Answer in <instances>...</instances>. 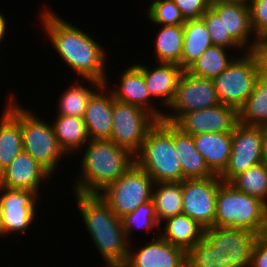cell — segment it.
<instances>
[{
	"label": "cell",
	"mask_w": 267,
	"mask_h": 267,
	"mask_svg": "<svg viewBox=\"0 0 267 267\" xmlns=\"http://www.w3.org/2000/svg\"><path fill=\"white\" fill-rule=\"evenodd\" d=\"M210 8L223 22L224 48L252 52L259 39L252 30L247 0H216Z\"/></svg>",
	"instance_id": "7c38bea8"
},
{
	"label": "cell",
	"mask_w": 267,
	"mask_h": 267,
	"mask_svg": "<svg viewBox=\"0 0 267 267\" xmlns=\"http://www.w3.org/2000/svg\"><path fill=\"white\" fill-rule=\"evenodd\" d=\"M107 89L108 87L102 84L88 101L83 119L90 140L110 139L113 95Z\"/></svg>",
	"instance_id": "ffe728a7"
},
{
	"label": "cell",
	"mask_w": 267,
	"mask_h": 267,
	"mask_svg": "<svg viewBox=\"0 0 267 267\" xmlns=\"http://www.w3.org/2000/svg\"><path fill=\"white\" fill-rule=\"evenodd\" d=\"M85 81L89 83V86L87 84L86 87L84 86ZM101 85V83L91 79H76V82L71 84L65 92L62 91L60 100L57 99L59 108H57V115L83 118L90 97Z\"/></svg>",
	"instance_id": "4316f807"
},
{
	"label": "cell",
	"mask_w": 267,
	"mask_h": 267,
	"mask_svg": "<svg viewBox=\"0 0 267 267\" xmlns=\"http://www.w3.org/2000/svg\"><path fill=\"white\" fill-rule=\"evenodd\" d=\"M261 131L263 134V162L267 165V124L261 126Z\"/></svg>",
	"instance_id": "b9f144b4"
},
{
	"label": "cell",
	"mask_w": 267,
	"mask_h": 267,
	"mask_svg": "<svg viewBox=\"0 0 267 267\" xmlns=\"http://www.w3.org/2000/svg\"><path fill=\"white\" fill-rule=\"evenodd\" d=\"M162 225H164V229L160 227L159 230L162 229L163 233L157 232L158 235L185 252L202 240L204 236L205 229L185 214L170 217Z\"/></svg>",
	"instance_id": "cb8c5ba5"
},
{
	"label": "cell",
	"mask_w": 267,
	"mask_h": 267,
	"mask_svg": "<svg viewBox=\"0 0 267 267\" xmlns=\"http://www.w3.org/2000/svg\"><path fill=\"white\" fill-rule=\"evenodd\" d=\"M239 123L238 111L218 104L210 108L185 113L175 125L192 136L201 133L232 132Z\"/></svg>",
	"instance_id": "2e32d148"
},
{
	"label": "cell",
	"mask_w": 267,
	"mask_h": 267,
	"mask_svg": "<svg viewBox=\"0 0 267 267\" xmlns=\"http://www.w3.org/2000/svg\"><path fill=\"white\" fill-rule=\"evenodd\" d=\"M173 145L181 163L182 181L184 179H203L215 175L197 151L193 136L183 132L174 123Z\"/></svg>",
	"instance_id": "7402d4cb"
},
{
	"label": "cell",
	"mask_w": 267,
	"mask_h": 267,
	"mask_svg": "<svg viewBox=\"0 0 267 267\" xmlns=\"http://www.w3.org/2000/svg\"><path fill=\"white\" fill-rule=\"evenodd\" d=\"M157 65L151 69L143 64V76L151 97L159 99L158 103L161 100L160 104L166 110L174 98L179 79L184 70L179 65L172 63L158 62Z\"/></svg>",
	"instance_id": "44dd1931"
},
{
	"label": "cell",
	"mask_w": 267,
	"mask_h": 267,
	"mask_svg": "<svg viewBox=\"0 0 267 267\" xmlns=\"http://www.w3.org/2000/svg\"><path fill=\"white\" fill-rule=\"evenodd\" d=\"M152 201L155 205V213L160 226L166 219L183 214L181 182L154 183Z\"/></svg>",
	"instance_id": "83f0119b"
},
{
	"label": "cell",
	"mask_w": 267,
	"mask_h": 267,
	"mask_svg": "<svg viewBox=\"0 0 267 267\" xmlns=\"http://www.w3.org/2000/svg\"><path fill=\"white\" fill-rule=\"evenodd\" d=\"M214 226L243 228L263 236L267 233V204L222 182L216 195Z\"/></svg>",
	"instance_id": "8992f818"
},
{
	"label": "cell",
	"mask_w": 267,
	"mask_h": 267,
	"mask_svg": "<svg viewBox=\"0 0 267 267\" xmlns=\"http://www.w3.org/2000/svg\"><path fill=\"white\" fill-rule=\"evenodd\" d=\"M83 226L91 236L104 267H122L128 257L129 245L121 218L98 194L74 193Z\"/></svg>",
	"instance_id": "7a4b0ae2"
},
{
	"label": "cell",
	"mask_w": 267,
	"mask_h": 267,
	"mask_svg": "<svg viewBox=\"0 0 267 267\" xmlns=\"http://www.w3.org/2000/svg\"><path fill=\"white\" fill-rule=\"evenodd\" d=\"M120 73V82L110 89V80L106 79L105 85L111 91L114 99L141 107L151 113L158 121L163 119L164 111L153 105V98L146 87L143 76V63H135ZM155 106V107H154Z\"/></svg>",
	"instance_id": "e0dca14e"
},
{
	"label": "cell",
	"mask_w": 267,
	"mask_h": 267,
	"mask_svg": "<svg viewBox=\"0 0 267 267\" xmlns=\"http://www.w3.org/2000/svg\"><path fill=\"white\" fill-rule=\"evenodd\" d=\"M228 68L213 79L221 104L239 111L252 93L259 77L258 62L252 52H242Z\"/></svg>",
	"instance_id": "ba28073f"
},
{
	"label": "cell",
	"mask_w": 267,
	"mask_h": 267,
	"mask_svg": "<svg viewBox=\"0 0 267 267\" xmlns=\"http://www.w3.org/2000/svg\"><path fill=\"white\" fill-rule=\"evenodd\" d=\"M201 19L209 31L212 44L224 47V26L220 17L209 8Z\"/></svg>",
	"instance_id": "f35d334b"
},
{
	"label": "cell",
	"mask_w": 267,
	"mask_h": 267,
	"mask_svg": "<svg viewBox=\"0 0 267 267\" xmlns=\"http://www.w3.org/2000/svg\"><path fill=\"white\" fill-rule=\"evenodd\" d=\"M50 8L44 7L40 22L58 56L78 76L105 84L107 55L103 45L72 22L60 17ZM105 50V51H104Z\"/></svg>",
	"instance_id": "6da1fadb"
},
{
	"label": "cell",
	"mask_w": 267,
	"mask_h": 267,
	"mask_svg": "<svg viewBox=\"0 0 267 267\" xmlns=\"http://www.w3.org/2000/svg\"><path fill=\"white\" fill-rule=\"evenodd\" d=\"M147 18L155 25H183L184 18L173 0H155L146 10Z\"/></svg>",
	"instance_id": "e575fe53"
},
{
	"label": "cell",
	"mask_w": 267,
	"mask_h": 267,
	"mask_svg": "<svg viewBox=\"0 0 267 267\" xmlns=\"http://www.w3.org/2000/svg\"><path fill=\"white\" fill-rule=\"evenodd\" d=\"M157 236L135 251L129 245L128 257L122 267H186V252Z\"/></svg>",
	"instance_id": "ac0fdd59"
},
{
	"label": "cell",
	"mask_w": 267,
	"mask_h": 267,
	"mask_svg": "<svg viewBox=\"0 0 267 267\" xmlns=\"http://www.w3.org/2000/svg\"><path fill=\"white\" fill-rule=\"evenodd\" d=\"M51 122L60 146L69 155L81 152L90 140L83 118L67 115H57ZM80 149V150H79Z\"/></svg>",
	"instance_id": "d4e9b609"
},
{
	"label": "cell",
	"mask_w": 267,
	"mask_h": 267,
	"mask_svg": "<svg viewBox=\"0 0 267 267\" xmlns=\"http://www.w3.org/2000/svg\"><path fill=\"white\" fill-rule=\"evenodd\" d=\"M229 184L236 190L257 197L267 204V165L264 162L238 174Z\"/></svg>",
	"instance_id": "d6a6232c"
},
{
	"label": "cell",
	"mask_w": 267,
	"mask_h": 267,
	"mask_svg": "<svg viewBox=\"0 0 267 267\" xmlns=\"http://www.w3.org/2000/svg\"><path fill=\"white\" fill-rule=\"evenodd\" d=\"M160 26L155 36L154 54L158 63H172L181 67L183 50V25Z\"/></svg>",
	"instance_id": "f1b7e54d"
},
{
	"label": "cell",
	"mask_w": 267,
	"mask_h": 267,
	"mask_svg": "<svg viewBox=\"0 0 267 267\" xmlns=\"http://www.w3.org/2000/svg\"><path fill=\"white\" fill-rule=\"evenodd\" d=\"M158 120L145 109L114 99L110 139L135 155Z\"/></svg>",
	"instance_id": "9c48e42d"
},
{
	"label": "cell",
	"mask_w": 267,
	"mask_h": 267,
	"mask_svg": "<svg viewBox=\"0 0 267 267\" xmlns=\"http://www.w3.org/2000/svg\"><path fill=\"white\" fill-rule=\"evenodd\" d=\"M259 235L243 228L212 226L203 238L216 249L220 267H250L251 254Z\"/></svg>",
	"instance_id": "8fae6325"
},
{
	"label": "cell",
	"mask_w": 267,
	"mask_h": 267,
	"mask_svg": "<svg viewBox=\"0 0 267 267\" xmlns=\"http://www.w3.org/2000/svg\"><path fill=\"white\" fill-rule=\"evenodd\" d=\"M4 109L0 116V172L23 151L20 122Z\"/></svg>",
	"instance_id": "f546056e"
},
{
	"label": "cell",
	"mask_w": 267,
	"mask_h": 267,
	"mask_svg": "<svg viewBox=\"0 0 267 267\" xmlns=\"http://www.w3.org/2000/svg\"><path fill=\"white\" fill-rule=\"evenodd\" d=\"M154 180L136 164L98 195L109 205L115 215L123 218L141 204L152 200Z\"/></svg>",
	"instance_id": "52a82bcc"
},
{
	"label": "cell",
	"mask_w": 267,
	"mask_h": 267,
	"mask_svg": "<svg viewBox=\"0 0 267 267\" xmlns=\"http://www.w3.org/2000/svg\"><path fill=\"white\" fill-rule=\"evenodd\" d=\"M222 182L219 175L181 181L183 214L195 220L204 229L214 226L216 195Z\"/></svg>",
	"instance_id": "5bb4252c"
},
{
	"label": "cell",
	"mask_w": 267,
	"mask_h": 267,
	"mask_svg": "<svg viewBox=\"0 0 267 267\" xmlns=\"http://www.w3.org/2000/svg\"><path fill=\"white\" fill-rule=\"evenodd\" d=\"M251 26L258 39L267 38V0H247Z\"/></svg>",
	"instance_id": "8d00e7d4"
},
{
	"label": "cell",
	"mask_w": 267,
	"mask_h": 267,
	"mask_svg": "<svg viewBox=\"0 0 267 267\" xmlns=\"http://www.w3.org/2000/svg\"><path fill=\"white\" fill-rule=\"evenodd\" d=\"M14 94L16 93L8 95L6 109L20 122L23 151L53 176L59 168L57 166H60L58 163L62 161V157L68 154L60 146L51 122H46L30 108L28 110L21 106L16 102L18 100Z\"/></svg>",
	"instance_id": "277c9868"
},
{
	"label": "cell",
	"mask_w": 267,
	"mask_h": 267,
	"mask_svg": "<svg viewBox=\"0 0 267 267\" xmlns=\"http://www.w3.org/2000/svg\"><path fill=\"white\" fill-rule=\"evenodd\" d=\"M263 153L261 126L238 123L232 131V147L228 164L219 178L229 183L238 174L263 162Z\"/></svg>",
	"instance_id": "4fadbf2b"
},
{
	"label": "cell",
	"mask_w": 267,
	"mask_h": 267,
	"mask_svg": "<svg viewBox=\"0 0 267 267\" xmlns=\"http://www.w3.org/2000/svg\"><path fill=\"white\" fill-rule=\"evenodd\" d=\"M252 53L258 62L259 76L267 81V38H260Z\"/></svg>",
	"instance_id": "60d3db41"
},
{
	"label": "cell",
	"mask_w": 267,
	"mask_h": 267,
	"mask_svg": "<svg viewBox=\"0 0 267 267\" xmlns=\"http://www.w3.org/2000/svg\"><path fill=\"white\" fill-rule=\"evenodd\" d=\"M221 46H210L188 69L194 76L211 79L219 76L236 58L230 57L231 51ZM229 54V55H228Z\"/></svg>",
	"instance_id": "4dcf8cb0"
},
{
	"label": "cell",
	"mask_w": 267,
	"mask_h": 267,
	"mask_svg": "<svg viewBox=\"0 0 267 267\" xmlns=\"http://www.w3.org/2000/svg\"><path fill=\"white\" fill-rule=\"evenodd\" d=\"M52 175L35 161L27 152L22 151L0 172V186L34 191L40 196L41 185ZM40 189V190H39Z\"/></svg>",
	"instance_id": "d6986e66"
},
{
	"label": "cell",
	"mask_w": 267,
	"mask_h": 267,
	"mask_svg": "<svg viewBox=\"0 0 267 267\" xmlns=\"http://www.w3.org/2000/svg\"><path fill=\"white\" fill-rule=\"evenodd\" d=\"M6 22H7L6 17L2 14V12H0V43L5 39L4 36L6 35L5 33L7 32L8 22L7 23ZM0 47H2L1 44Z\"/></svg>",
	"instance_id": "7bdbcfd3"
},
{
	"label": "cell",
	"mask_w": 267,
	"mask_h": 267,
	"mask_svg": "<svg viewBox=\"0 0 267 267\" xmlns=\"http://www.w3.org/2000/svg\"><path fill=\"white\" fill-rule=\"evenodd\" d=\"M250 267H267V233L259 236L255 241L251 254Z\"/></svg>",
	"instance_id": "ab89813d"
},
{
	"label": "cell",
	"mask_w": 267,
	"mask_h": 267,
	"mask_svg": "<svg viewBox=\"0 0 267 267\" xmlns=\"http://www.w3.org/2000/svg\"><path fill=\"white\" fill-rule=\"evenodd\" d=\"M80 161L73 193L99 194L135 164L134 155L109 139L89 140Z\"/></svg>",
	"instance_id": "3957f363"
},
{
	"label": "cell",
	"mask_w": 267,
	"mask_h": 267,
	"mask_svg": "<svg viewBox=\"0 0 267 267\" xmlns=\"http://www.w3.org/2000/svg\"><path fill=\"white\" fill-rule=\"evenodd\" d=\"M218 104L220 101L213 80L194 76L184 70L174 98L167 108L168 111H165L163 115V120L175 124L185 113L210 108Z\"/></svg>",
	"instance_id": "30bf717a"
},
{
	"label": "cell",
	"mask_w": 267,
	"mask_h": 267,
	"mask_svg": "<svg viewBox=\"0 0 267 267\" xmlns=\"http://www.w3.org/2000/svg\"><path fill=\"white\" fill-rule=\"evenodd\" d=\"M197 151L208 168L220 175L226 168L232 147V132L201 133L193 136Z\"/></svg>",
	"instance_id": "603a6c76"
},
{
	"label": "cell",
	"mask_w": 267,
	"mask_h": 267,
	"mask_svg": "<svg viewBox=\"0 0 267 267\" xmlns=\"http://www.w3.org/2000/svg\"><path fill=\"white\" fill-rule=\"evenodd\" d=\"M184 20L201 19L210 8V0H173Z\"/></svg>",
	"instance_id": "74e56055"
},
{
	"label": "cell",
	"mask_w": 267,
	"mask_h": 267,
	"mask_svg": "<svg viewBox=\"0 0 267 267\" xmlns=\"http://www.w3.org/2000/svg\"><path fill=\"white\" fill-rule=\"evenodd\" d=\"M239 123L248 126L267 124V81L257 78L253 91L238 111Z\"/></svg>",
	"instance_id": "1f68e13d"
},
{
	"label": "cell",
	"mask_w": 267,
	"mask_h": 267,
	"mask_svg": "<svg viewBox=\"0 0 267 267\" xmlns=\"http://www.w3.org/2000/svg\"><path fill=\"white\" fill-rule=\"evenodd\" d=\"M186 267H220V258L203 238L186 252Z\"/></svg>",
	"instance_id": "d590c367"
},
{
	"label": "cell",
	"mask_w": 267,
	"mask_h": 267,
	"mask_svg": "<svg viewBox=\"0 0 267 267\" xmlns=\"http://www.w3.org/2000/svg\"><path fill=\"white\" fill-rule=\"evenodd\" d=\"M123 229L125 231L127 240L130 242L132 236V231L136 228H143L150 233L155 227L159 230L160 226L155 213V205L153 201H148L141 204L134 212L126 214L121 218Z\"/></svg>",
	"instance_id": "836d02e7"
},
{
	"label": "cell",
	"mask_w": 267,
	"mask_h": 267,
	"mask_svg": "<svg viewBox=\"0 0 267 267\" xmlns=\"http://www.w3.org/2000/svg\"><path fill=\"white\" fill-rule=\"evenodd\" d=\"M134 158L135 164L155 183L182 181V167L173 145V123L158 121Z\"/></svg>",
	"instance_id": "5b68a950"
},
{
	"label": "cell",
	"mask_w": 267,
	"mask_h": 267,
	"mask_svg": "<svg viewBox=\"0 0 267 267\" xmlns=\"http://www.w3.org/2000/svg\"><path fill=\"white\" fill-rule=\"evenodd\" d=\"M0 198L3 206L1 237L25 234L34 220L36 221V206L41 196L34 191L0 186Z\"/></svg>",
	"instance_id": "9a60e30c"
},
{
	"label": "cell",
	"mask_w": 267,
	"mask_h": 267,
	"mask_svg": "<svg viewBox=\"0 0 267 267\" xmlns=\"http://www.w3.org/2000/svg\"><path fill=\"white\" fill-rule=\"evenodd\" d=\"M2 219H3V206H2V201L0 198V237H1Z\"/></svg>",
	"instance_id": "ee69618b"
},
{
	"label": "cell",
	"mask_w": 267,
	"mask_h": 267,
	"mask_svg": "<svg viewBox=\"0 0 267 267\" xmlns=\"http://www.w3.org/2000/svg\"><path fill=\"white\" fill-rule=\"evenodd\" d=\"M183 32L181 68L187 70L213 44L202 19L186 20Z\"/></svg>",
	"instance_id": "484cf974"
}]
</instances>
